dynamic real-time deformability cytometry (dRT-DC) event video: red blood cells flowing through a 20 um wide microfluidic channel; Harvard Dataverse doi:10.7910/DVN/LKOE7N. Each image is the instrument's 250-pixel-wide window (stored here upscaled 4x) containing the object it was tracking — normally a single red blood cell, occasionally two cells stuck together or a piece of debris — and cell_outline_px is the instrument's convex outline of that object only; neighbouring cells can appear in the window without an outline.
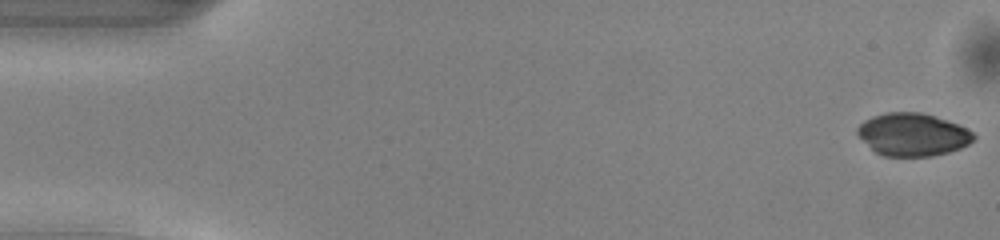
{"species": "common noctule bat (a hibernating species)", "species_latin": "Nyctalus noctula", "temperature_condition": "warm", "stored_images_in_passage": 47, "camera_frame_rate_fps": 3000, "um_per_image_px": 0.085, "animal": {"sex": "male", "body_mass_g": 13.0, "forearm_length_mm": 53.1}, "frame": {"image": 1, "passage_image": 1, "time_ms": 0.0, "image_size_px": [1000, 240], "cell_outline_px": [[976, 136], [968, 144], [960, 148], [948, 152], [932, 156], [884, 156], [876, 152], [856, 132], [856, 128], [864, 120], [872, 116], [888, 112], [920, 112], [956, 124], [972, 132]], "centroid_in_image_um": [77.56, 11.44], "position_along_channel_um": 7.4, "area_um2": 28.44}}
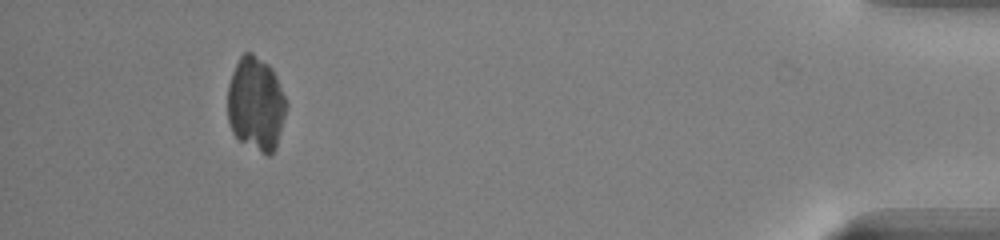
{"frame": {"image": 2, "passage_image": 46, "time_ms": 15.0, "image_size_px": [1000, 240], "cell_outline_px": [[288, 104], [276, 148], [268, 156], [260, 152], [240, 140], [232, 132], [228, 120], [228, 84], [232, 72], [240, 56], [244, 52], [252, 52], [268, 64], [272, 68], [288, 100]], "centroid_in_image_um": [21.77, 8.81], "position_along_channel_um": 413.4, "area_um2": 32.37}}